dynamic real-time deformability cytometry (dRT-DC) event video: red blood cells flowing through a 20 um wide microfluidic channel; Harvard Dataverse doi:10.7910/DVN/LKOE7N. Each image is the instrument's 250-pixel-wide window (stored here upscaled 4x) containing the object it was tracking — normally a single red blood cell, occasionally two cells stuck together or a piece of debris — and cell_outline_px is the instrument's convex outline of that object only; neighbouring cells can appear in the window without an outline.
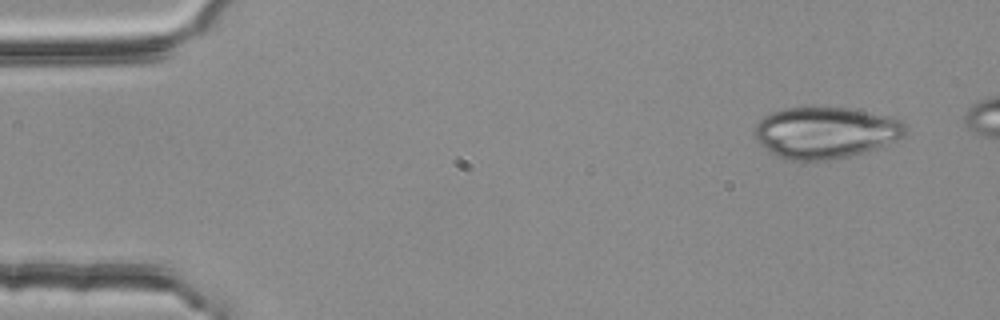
{"species": "common noctule bat (a hibernating species)", "species_latin": "Nyctalus noctula", "temperature_condition": "room temperature", "stored_images_in_passage": 4, "camera_frame_rate_fps": 3000, "um_per_image_px": 0.085, "animal": {"sex": "female", "body_mass_g": 25.1}, "frame": {"image": 1, "passage_image": 1, "time_ms": 0.0, "image_size_px": [1000, 320], "cell_outline_px": [[904, 136], [884, 144], [848, 156], [828, 160], [784, 160], [776, 156], [760, 144], [756, 140], [752, 132], [756, 124], [764, 116], [772, 112], [784, 108], [848, 108], [888, 116], [904, 120]], "centroid_in_image_um": [70.09, 11.27], "position_along_channel_um": 14.9, "area_um2": 44.74}}